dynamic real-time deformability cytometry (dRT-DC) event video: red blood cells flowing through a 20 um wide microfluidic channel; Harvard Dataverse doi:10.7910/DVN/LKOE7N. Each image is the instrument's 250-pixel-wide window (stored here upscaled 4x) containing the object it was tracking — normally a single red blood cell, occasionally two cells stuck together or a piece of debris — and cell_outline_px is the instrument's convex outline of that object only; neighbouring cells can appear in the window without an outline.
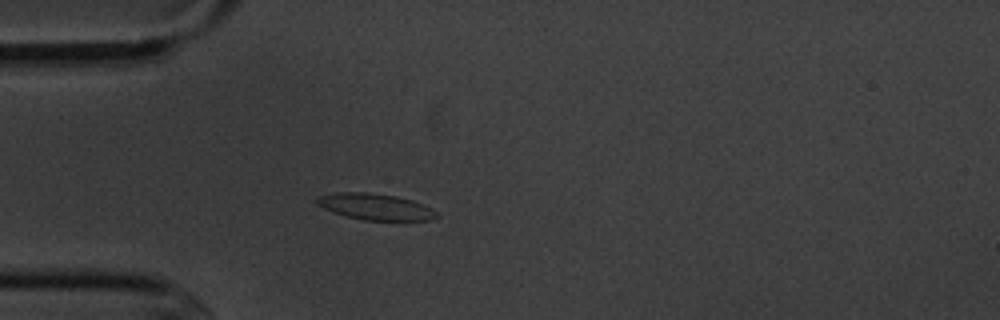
{"species": "common noctule bat (a hibernating species)", "species_latin": "Nyctalus noctula", "temperature_condition": "cold", "stored_images_in_passage": 4, "camera_frame_rate_fps": 3000, "um_per_image_px": 0.085, "animal": {"sex": "male", "body_mass_g": 20.1, "forearm_length_mm": 53.5}, "frame": {"image": 1, "passage_image": 4, "time_ms": 3.667, "image_size_px": [1000, 320], "cell_outline_px": [[440, 216], [428, 220], [364, 220], [332, 212], [316, 204], [316, 196], [336, 192], [364, 192], [396, 196], [412, 200], [424, 204], [432, 208]], "centroid_in_image_um": [31.9, 17.56], "position_along_channel_um": 53.1, "area_um2": 18.32}}